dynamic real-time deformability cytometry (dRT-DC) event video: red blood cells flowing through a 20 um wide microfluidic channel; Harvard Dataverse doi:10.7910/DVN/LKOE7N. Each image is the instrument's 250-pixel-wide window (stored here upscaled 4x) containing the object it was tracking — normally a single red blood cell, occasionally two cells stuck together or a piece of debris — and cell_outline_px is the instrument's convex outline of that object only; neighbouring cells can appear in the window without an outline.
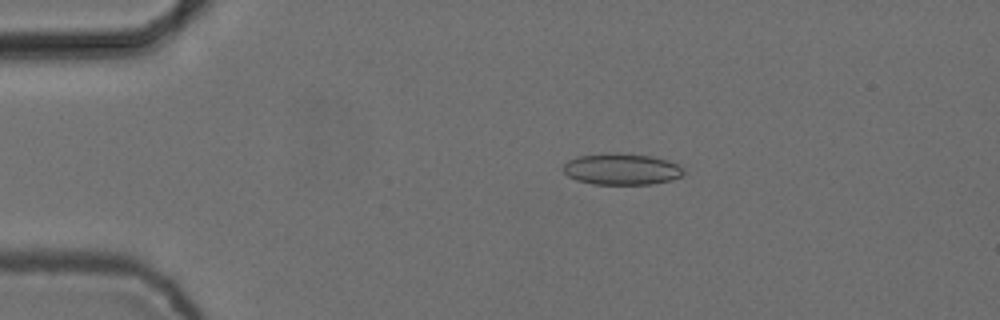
{"species": "common noctule bat (a hibernating species)", "species_latin": "Nyctalus noctula", "temperature_condition": "cold", "stored_images_in_passage": 5, "camera_frame_rate_fps": 3000, "um_per_image_px": 0.085, "animal": {"sex": "female", "body_mass_g": 24.6, "forearm_length_mm": 56.2}, "frame": {"image": 1, "passage_image": 4, "time_ms": 1.0, "image_size_px": [1000, 320], "cell_outline_px": [[684, 172], [680, 176], [672, 180], [652, 184], [592, 184], [576, 180], [568, 176], [560, 168], [568, 160], [580, 156], [604, 152], [612, 152], [652, 156], [668, 160], [676, 164]], "centroid_in_image_um": [52.78, 14.37], "position_along_channel_um": 32.2, "area_um2": 22.14}}